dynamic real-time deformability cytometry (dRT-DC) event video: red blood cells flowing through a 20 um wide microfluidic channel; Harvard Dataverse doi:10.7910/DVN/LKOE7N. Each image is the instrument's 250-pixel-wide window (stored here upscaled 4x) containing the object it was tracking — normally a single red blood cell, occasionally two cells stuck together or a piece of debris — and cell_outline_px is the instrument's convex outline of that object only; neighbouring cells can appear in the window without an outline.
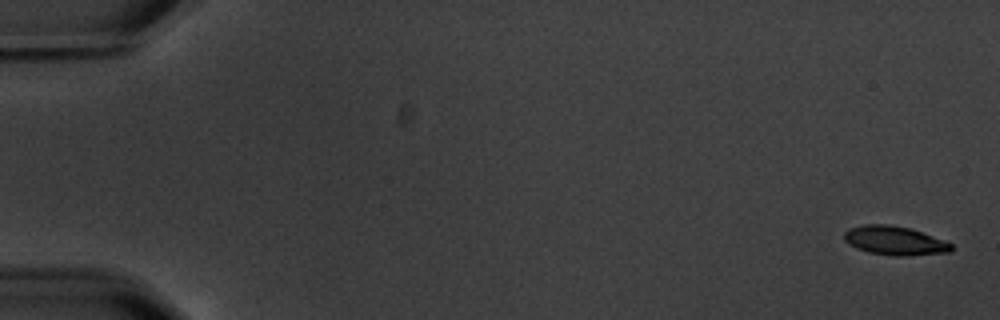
{"species": "common noctule bat (a hibernating species)", "species_latin": "Nyctalus noctula", "temperature_condition": "warm", "stored_images_in_passage": 6, "camera_frame_rate_fps": 3000, "um_per_image_px": 0.085, "animal": {"sex": "male", "body_mass_g": 20.1, "forearm_length_mm": 53.5}, "frame": {"image": 1, "passage_image": 1, "time_ms": 0.0, "image_size_px": [1000, 320], "cell_outline_px": [[952, 252], [900, 256], [896, 256], [868, 252], [856, 248], [848, 244], [844, 240], [844, 232], [848, 228], [864, 224], [888, 224], [908, 228], [944, 240], [952, 244]], "centroid_in_image_um": [76.01, 20.45], "position_along_channel_um": 9.0, "area_um2": 17.98}}
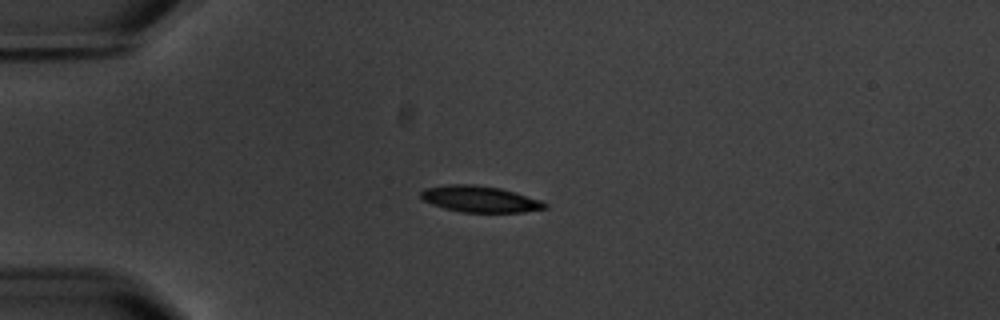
{"frame": {"image": 2, "passage_image": 5, "time_ms": 4.667, "image_size_px": [1000, 320], "cell_outline_px": [[548, 208], [524, 212], [460, 212], [444, 208], [432, 204], [424, 200], [420, 196], [420, 192], [424, 188], [448, 184], [472, 184], [500, 188], [540, 200], [548, 204]], "centroid_in_image_um": [40.77, 16.92], "position_along_channel_um": 44.2, "area_um2": 18.96}}